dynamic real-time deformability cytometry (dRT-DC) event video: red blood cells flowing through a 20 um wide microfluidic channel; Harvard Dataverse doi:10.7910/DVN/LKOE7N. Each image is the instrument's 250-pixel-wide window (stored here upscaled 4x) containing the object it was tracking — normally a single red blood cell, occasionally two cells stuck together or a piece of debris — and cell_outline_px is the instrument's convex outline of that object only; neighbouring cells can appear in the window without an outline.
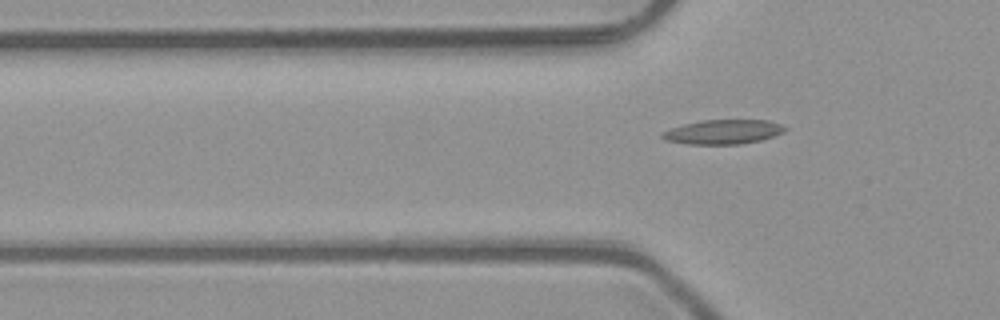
{"species": "common noctule bat (a hibernating species)", "species_latin": "Nyctalus noctula", "temperature_condition": "room temperature", "stored_images_in_passage": 7, "camera_frame_rate_fps": 3000, "um_per_image_px": 0.085, "animal": {"sex": "male", "body_mass_g": 23.1, "forearm_length_mm": 52.7}, "frame": {"image": 1, "passage_image": 7, "time_ms": 2.0, "image_size_px": [1000, 320], "cell_outline_px": [[788, 128], [784, 132], [760, 140], [740, 144], [688, 144], [664, 140], [660, 136], [660, 132], [684, 124], [700, 120], [768, 120], [780, 124]], "centroid_in_image_um": [61.44, 11.21], "position_along_channel_um": 64.4, "area_um2": 17.46}}